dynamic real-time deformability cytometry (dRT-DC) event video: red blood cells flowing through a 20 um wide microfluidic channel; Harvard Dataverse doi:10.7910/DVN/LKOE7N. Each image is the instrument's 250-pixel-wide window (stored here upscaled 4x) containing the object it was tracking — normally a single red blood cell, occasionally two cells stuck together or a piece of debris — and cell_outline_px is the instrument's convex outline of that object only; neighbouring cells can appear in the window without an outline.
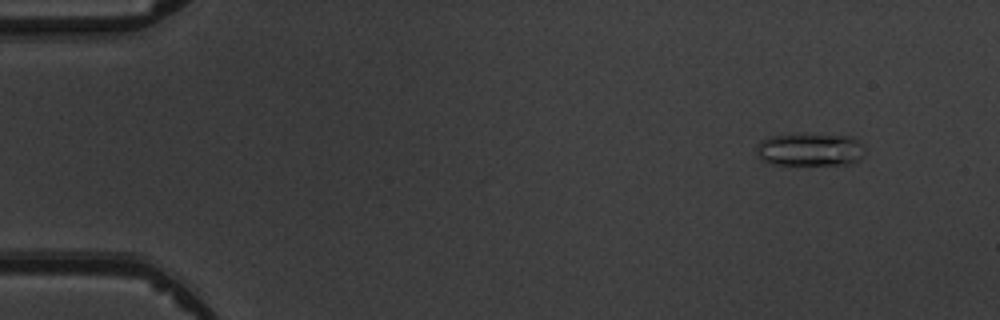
{"species": "common noctule bat (a hibernating species)", "species_latin": "Nyctalus noctula", "temperature_condition": "warm", "stored_images_in_passage": 5, "camera_frame_rate_fps": 3000, "um_per_image_px": 0.085, "animal": {"sex": "male", "body_mass_g": 19.5, "forearm_length_mm": 54.6}, "frame": {"image": 1, "passage_image": 2, "time_ms": 1.0, "image_size_px": [1000, 320], "cell_outline_px": [[864, 148], [860, 160], [852, 164], [772, 164], [756, 156], [756, 148], [764, 140], [772, 136], [792, 132], [800, 132], [852, 136], [860, 140]], "centroid_in_image_um": [68.88, 12.67], "position_along_channel_um": 16.1, "area_um2": 21.33}}